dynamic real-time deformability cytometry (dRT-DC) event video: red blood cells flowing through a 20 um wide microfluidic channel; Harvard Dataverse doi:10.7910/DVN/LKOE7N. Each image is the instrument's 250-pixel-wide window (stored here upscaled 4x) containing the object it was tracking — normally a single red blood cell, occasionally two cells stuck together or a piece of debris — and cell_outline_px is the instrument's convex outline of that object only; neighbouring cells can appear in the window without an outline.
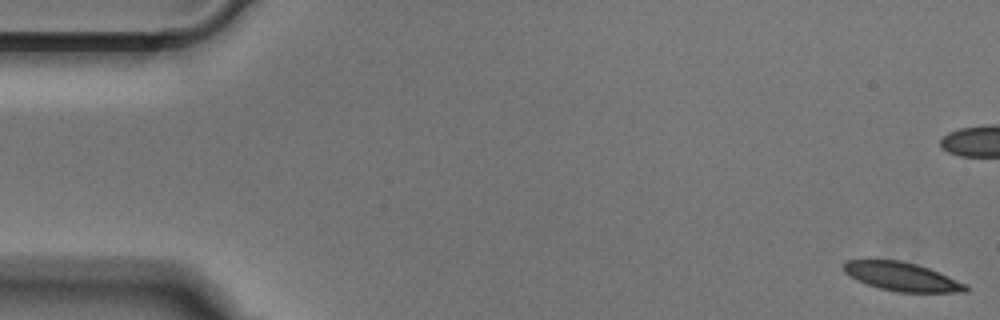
{"species": "Egyptian fruit bat (a non-hibernating species)", "species_latin": "Rousettus aegyptiacus", "temperature_condition": "cold", "stored_images_in_passage": 52, "camera_frame_rate_fps": 3000, "um_per_image_px": 0.085, "animal": {"sex": "male"}, "frame": {"image": 1, "passage_image": 1, "time_ms": 0.0, "image_size_px": [1000, 320], "cell_outline_px": [[968, 292], [896, 292], [880, 288], [856, 280], [844, 272], [844, 260], [868, 256], [900, 260], [916, 264], [928, 268], [968, 284]], "centroid_in_image_um": [76.57, 23.46], "position_along_channel_um": 8.4, "area_um2": 21.1}}
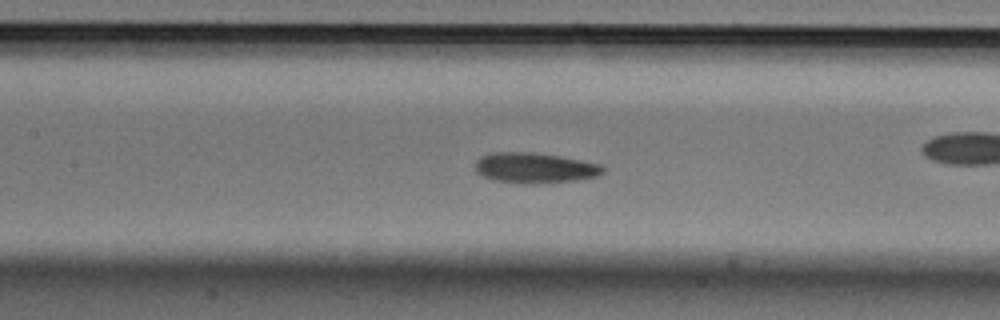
{"frame": {"image": 2, "passage_image": 23, "time_ms": 7.333, "image_size_px": [1000, 320], "cell_outline_px": [[604, 172], [596, 176], [572, 180], [492, 180], [476, 172], [476, 160], [480, 156], [492, 152], [532, 152], [560, 156], [600, 164], [604, 168]], "centroid_in_image_um": [45.42, 14.19], "position_along_channel_um": 162.0, "area_um2": 21.27}}
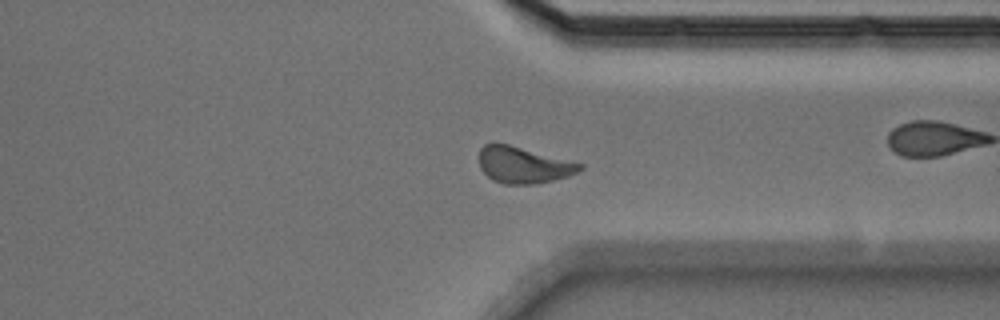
{"frame": {"image": 3, "passage_image": 39, "time_ms": 12.667, "image_size_px": [1000, 320], "cell_outline_px": [[584, 168], [568, 176], [536, 184], [504, 184], [492, 180], [480, 168], [480, 148], [484, 144], [492, 140], [496, 140], [584, 164]], "centroid_in_image_um": [44.45, 13.98], "position_along_channel_um": 367.0, "area_um2": 21.79}}